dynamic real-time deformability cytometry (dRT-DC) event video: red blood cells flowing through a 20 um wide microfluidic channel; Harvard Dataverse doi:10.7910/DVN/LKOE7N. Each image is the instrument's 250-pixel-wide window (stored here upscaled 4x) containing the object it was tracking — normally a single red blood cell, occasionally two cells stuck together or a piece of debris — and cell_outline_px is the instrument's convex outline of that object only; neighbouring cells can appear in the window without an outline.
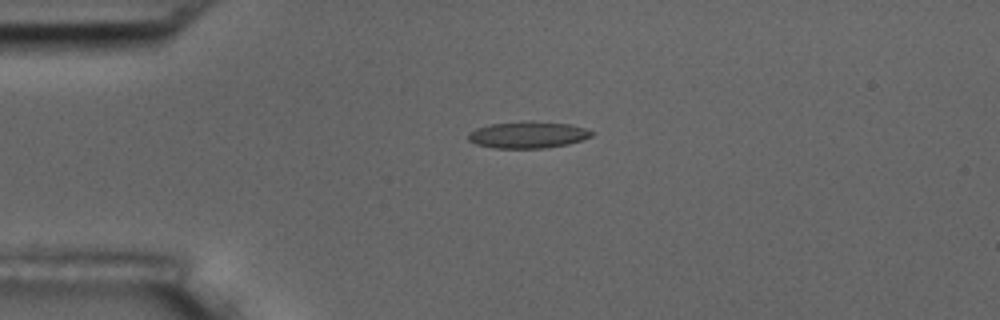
{"species": "common noctule bat (a hibernating species)", "species_latin": "Nyctalus noctula", "temperature_condition": "room temperature", "stored_images_in_passage": 3, "camera_frame_rate_fps": 3000, "um_per_image_px": 0.085, "animal": {"sex": "male", "body_mass_g": 17.5, "forearm_length_mm": 52.3}, "frame": {"image": 1, "passage_image": 3, "time_ms": 0.667, "image_size_px": [1000, 320], "cell_outline_px": [[592, 136], [568, 144], [544, 148], [496, 148], [476, 144], [468, 140], [468, 132], [476, 128], [492, 124], [572, 124], [584, 128], [592, 132]], "centroid_in_image_um": [44.83, 11.51], "position_along_channel_um": 40.2, "area_um2": 18.03}}